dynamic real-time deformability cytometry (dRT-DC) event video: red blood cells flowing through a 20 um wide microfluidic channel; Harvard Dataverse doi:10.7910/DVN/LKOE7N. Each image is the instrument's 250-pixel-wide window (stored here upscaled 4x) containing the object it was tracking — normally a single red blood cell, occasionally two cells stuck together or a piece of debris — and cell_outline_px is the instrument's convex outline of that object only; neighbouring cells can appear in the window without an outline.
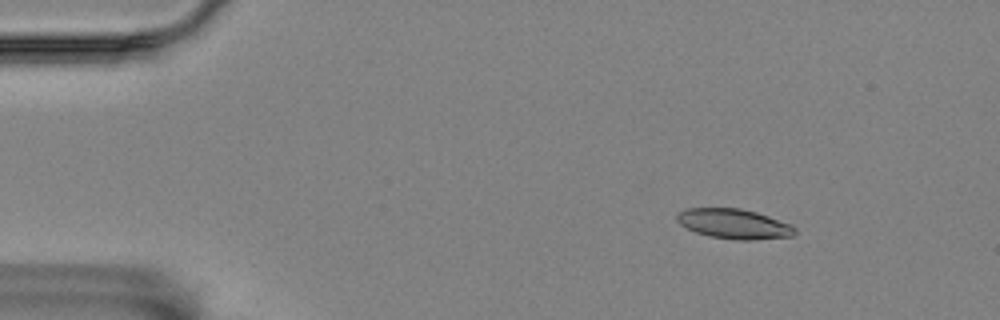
{"species": "Egyptian fruit bat (a non-hibernating species)", "species_latin": "Rousettus aegyptiacus", "temperature_condition": "room temperature", "stored_images_in_passage": 6, "camera_frame_rate_fps": 3000, "um_per_image_px": 0.085, "animal": {"sex": "female"}, "frame": {"image": 1, "passage_image": 2, "time_ms": 0.333, "image_size_px": [1000, 320], "cell_outline_px": [[796, 232], [792, 236], [752, 240], [736, 240], [708, 236], [696, 232], [680, 224], [676, 220], [676, 216], [680, 212], [688, 208], [740, 208], [756, 212], [792, 224], [796, 228]], "centroid_in_image_um": [62.41, 19.03], "position_along_channel_um": 22.6, "area_um2": 20.52}}
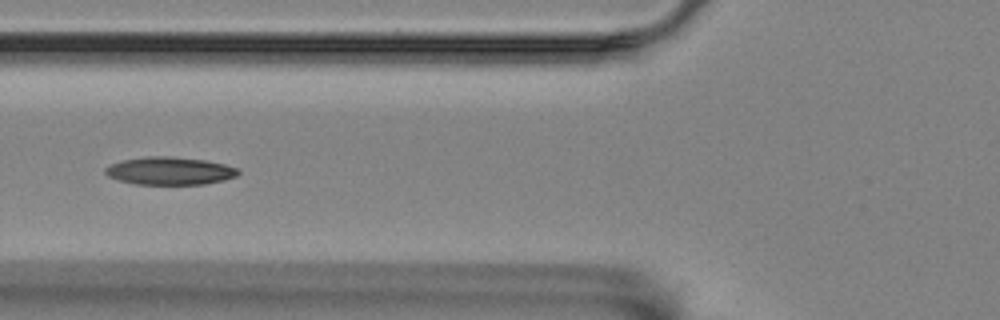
{"frame": {"image": 2, "passage_image": 6, "time_ms": 1.667, "image_size_px": [1000, 320], "cell_outline_px": [[240, 172], [236, 176], [224, 180], [204, 184], [136, 184], [120, 180], [108, 176], [104, 172], [104, 168], [112, 164], [124, 160], [148, 156], [172, 156], [204, 160], [224, 164], [236, 168]], "centroid_in_image_um": [14.43, 14.52], "position_along_channel_um": 111.4, "area_um2": 21.33}}